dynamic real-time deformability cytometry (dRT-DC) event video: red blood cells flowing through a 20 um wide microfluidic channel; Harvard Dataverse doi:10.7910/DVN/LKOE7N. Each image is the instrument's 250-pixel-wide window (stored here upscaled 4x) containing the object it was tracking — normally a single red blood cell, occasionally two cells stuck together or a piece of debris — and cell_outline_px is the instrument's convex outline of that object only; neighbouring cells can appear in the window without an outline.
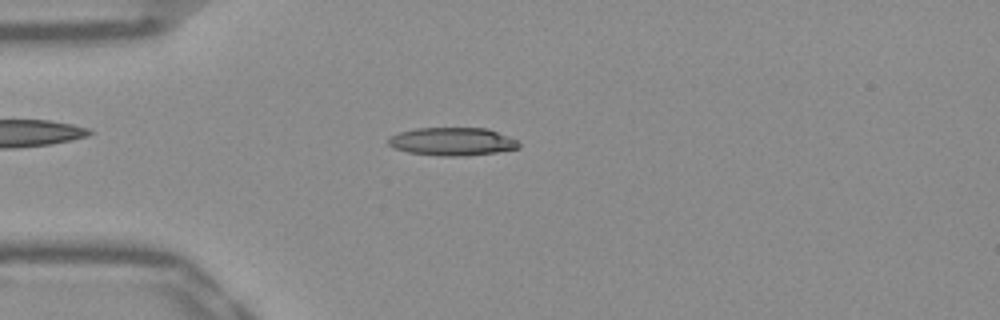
{"species": "Egyptian fruit bat (a non-hibernating species)", "species_latin": "Rousettus aegyptiacus", "temperature_condition": "warm", "stored_images_in_passage": 51, "camera_frame_rate_fps": 3000, "um_per_image_px": 0.085, "frame": {"image": 1, "passage_image": 13, "time_ms": 4.0, "image_size_px": [1000, 320], "cell_outline_px": [[520, 148], [496, 152], [464, 156], [440, 156], [408, 152], [392, 148], [388, 144], [388, 140], [392, 136], [400, 132], [416, 128], [488, 128], [508, 136], [516, 140], [520, 144]], "centroid_in_image_um": [38.45, 12.03], "position_along_channel_um": 46.6, "area_um2": 21.33}}
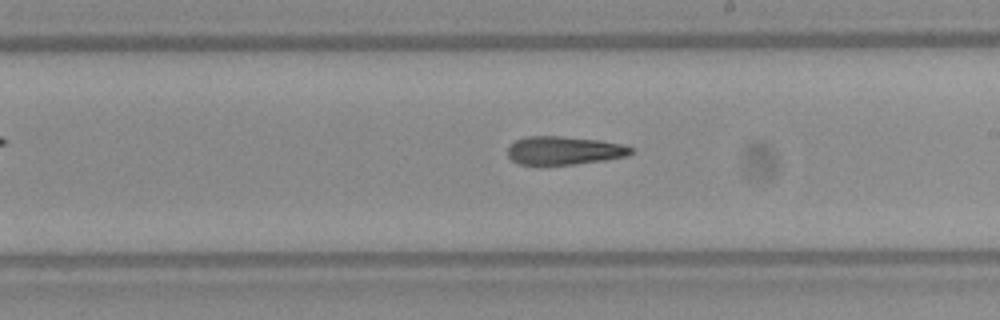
{"frame": {"image": 2, "passage_image": 29, "time_ms": 9.333, "image_size_px": [1000, 320], "cell_outline_px": [[632, 152], [628, 156], [604, 160], [576, 164], [520, 164], [512, 160], [508, 156], [508, 148], [516, 140], [528, 136], [560, 136], [600, 140], [620, 144], [632, 148]], "centroid_in_image_um": [47.95, 12.79], "position_along_channel_um": 241.0, "area_um2": 20.11}}
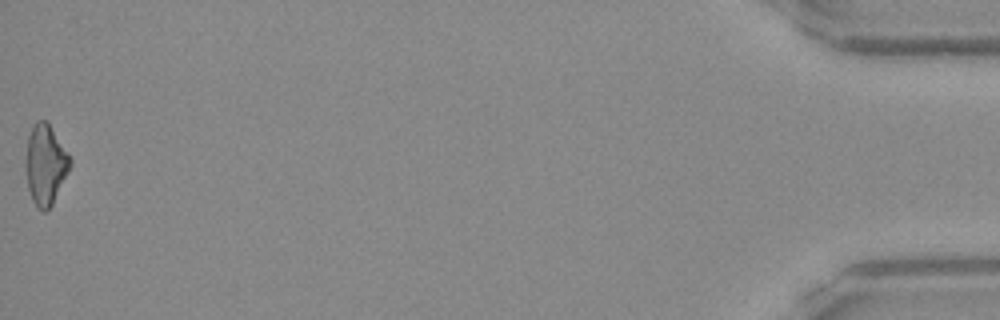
{"frame": {"image": 3, "passage_image": 51, "time_ms": 16.667, "image_size_px": [1000, 320], "cell_outline_px": [[72, 164], [48, 212], [44, 212], [36, 208], [32, 200], [28, 188], [24, 168], [24, 160], [28, 136], [32, 124], [36, 120], [48, 120], [68, 152], [72, 160]], "centroid_in_image_um": [3.84, 13.96], "position_along_channel_um": 431.4, "area_um2": 21.39}, "authors_computed_cell_mechanics": {"area_um2": 21.0392, "velocity_mm_per_s": 3.9414, "shape_relaxation_time_tau1_ms": null, "shape_relaxation_time_tau2_ms": 7.0168, "deformation_change_tau1": null, "deformation_change_tau2": 0.2248}}